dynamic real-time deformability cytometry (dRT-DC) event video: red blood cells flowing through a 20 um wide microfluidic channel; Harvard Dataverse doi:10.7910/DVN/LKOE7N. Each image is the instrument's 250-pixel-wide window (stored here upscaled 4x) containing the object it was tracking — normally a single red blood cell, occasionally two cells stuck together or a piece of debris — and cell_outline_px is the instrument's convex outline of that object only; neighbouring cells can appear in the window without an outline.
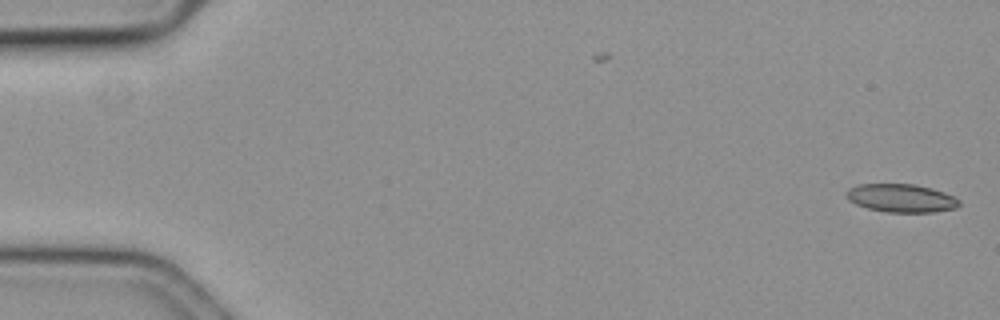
{"species": "common noctule bat (a hibernating species)", "species_latin": "Nyctalus noctula", "temperature_condition": "cold", "stored_images_in_passage": 9, "camera_frame_rate_fps": 3000, "um_per_image_px": 0.085, "animal": {"sex": "female", "body_mass_g": 19.3, "forearm_length_mm": 54.1}, "frame": {"image": 1, "passage_image": 1, "time_ms": 0.0, "image_size_px": [1000, 320], "cell_outline_px": [[960, 204], [956, 208], [932, 212], [888, 212], [868, 208], [856, 204], [848, 200], [844, 196], [844, 192], [848, 188], [856, 184], [912, 184], [932, 188], [944, 192], [960, 200]], "centroid_in_image_um": [76.55, 16.83], "position_along_channel_um": 8.4, "area_um2": 18.67}}